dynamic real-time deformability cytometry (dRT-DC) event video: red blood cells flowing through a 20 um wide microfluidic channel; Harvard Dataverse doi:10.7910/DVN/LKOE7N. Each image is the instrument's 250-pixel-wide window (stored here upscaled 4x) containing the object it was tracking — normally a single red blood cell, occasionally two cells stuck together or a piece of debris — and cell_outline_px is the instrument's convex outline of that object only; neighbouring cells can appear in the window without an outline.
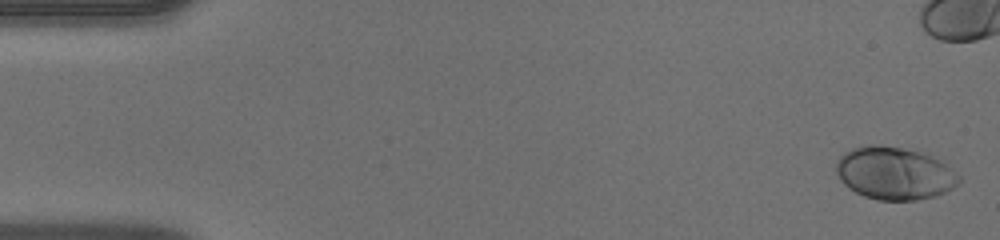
{"species": "human", "species_latin": "Homo sapiens", "temperature_condition": "warm", "stored_images_in_passage": 38, "camera_frame_rate_fps": 3000, "um_per_image_px": 0.085, "donor": {"sex": "male"}, "frame": {"image": 1, "passage_image": 1, "time_ms": 0.0, "image_size_px": [1000, 240], "cell_outline_px": [[960, 184], [936, 196], [916, 200], [880, 200], [864, 196], [848, 188], [840, 180], [836, 172], [836, 160], [844, 152], [852, 148], [868, 144], [880, 144], [904, 148], [920, 152], [932, 156], [940, 160], [960, 176]], "centroid_in_image_um": [76.01, 14.72], "position_along_channel_um": 9.0, "area_um2": 37.92}}
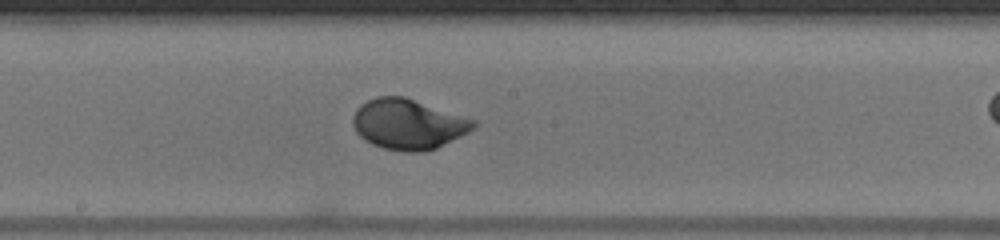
{"frame": {"image": 2, "passage_image": 25, "time_ms": 8.0, "image_size_px": [1000, 240], "cell_outline_px": [[476, 128], [436, 148], [424, 152], [404, 152], [384, 148], [372, 144], [364, 140], [356, 132], [352, 124], [352, 116], [356, 108], [360, 104], [376, 96], [404, 96], [476, 120]], "centroid_in_image_um": [34.67, 10.55], "position_along_channel_um": 213.5, "area_um2": 35.49}}
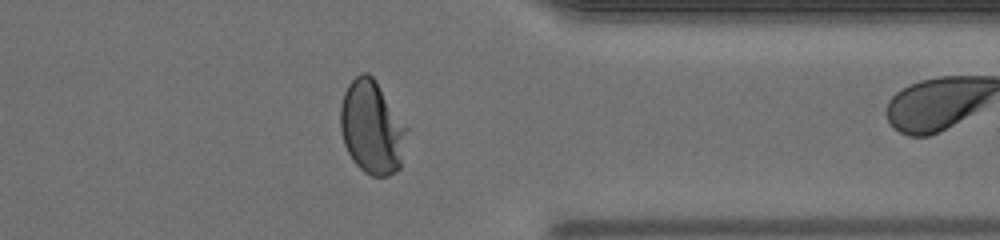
{"frame": {"image": 3, "passage_image": 37, "time_ms": 12.0, "image_size_px": [1000, 240], "cell_outline_px": [[408, 128], [400, 168], [396, 172], [388, 176], [372, 176], [364, 172], [352, 160], [344, 144], [340, 128], [340, 108], [344, 92], [348, 84], [360, 72], [368, 72], [376, 80]], "centroid_in_image_um": [31.6, 10.83], "position_along_channel_um": 379.8, "area_um2": 36.24}}